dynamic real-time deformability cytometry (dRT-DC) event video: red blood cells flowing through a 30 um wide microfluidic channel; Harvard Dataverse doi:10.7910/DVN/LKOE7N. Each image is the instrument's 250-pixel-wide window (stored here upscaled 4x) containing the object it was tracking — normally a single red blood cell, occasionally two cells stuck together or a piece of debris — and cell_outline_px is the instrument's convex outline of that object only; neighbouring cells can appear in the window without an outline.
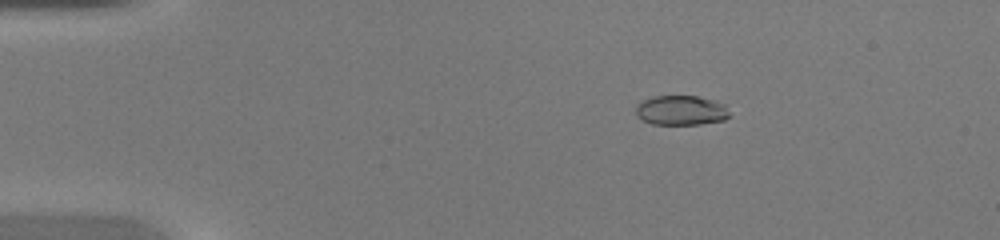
{"species": "common noctule bat (a hibernating species)", "species_latin": "Nyctalus noctula", "temperature_condition": "warm", "stored_images_in_passage": 43, "camera_frame_rate_fps": 3000, "um_per_image_px": 0.085, "animal": {"sex": "female", "body_mass_g": 20.0, "forearm_length_mm": 54.0}, "frame": {"image": 1, "passage_image": 3, "time_ms": 0.667, "image_size_px": [1000, 240], "cell_outline_px": [[728, 116], [724, 120], [700, 124], [652, 124], [636, 116], [636, 104], [652, 96], [696, 96], [716, 100], [724, 104], [728, 112]], "centroid_in_image_um": [57.87, 9.37], "position_along_channel_um": 27.1, "area_um2": 16.18}}
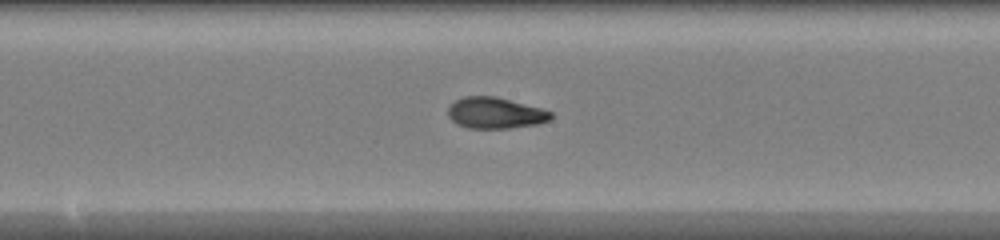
{"frame": {"image": 2, "passage_image": 21, "time_ms": 6.667, "image_size_px": [1000, 240], "cell_outline_px": [[552, 120], [536, 124], [508, 128], [468, 128], [456, 124], [448, 116], [448, 108], [456, 100], [464, 96], [496, 96], [540, 108], [552, 112]], "centroid_in_image_um": [42.09, 9.6], "position_along_channel_um": 206.1, "area_um2": 18.61}}
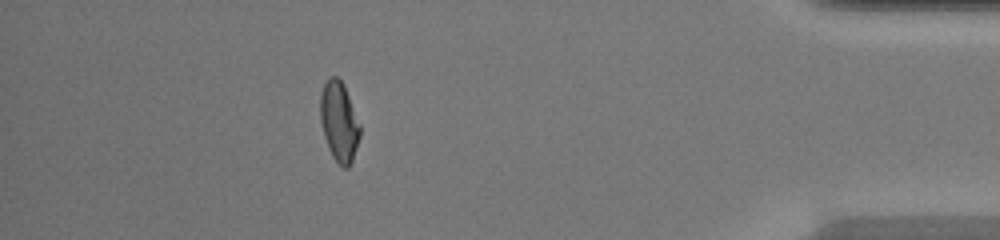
{"frame": {"image": 3, "passage_image": 38, "time_ms": 12.333, "image_size_px": [1000, 240], "cell_outline_px": [[360, 136], [352, 160], [348, 168], [344, 168], [332, 156], [328, 148], [324, 136], [320, 120], [320, 96], [324, 84], [332, 76], [336, 76], [344, 84], [360, 124]], "centroid_in_image_um": [28.82, 10.34], "position_along_channel_um": 406.4, "area_um2": 18.32}, "authors_computed_cell_mechanics": {"area_um2": 18.207, "velocity_mm_per_s": 4.3426, "shape_relaxation_time_tau1_ms": 4.0394, "shape_relaxation_time_tau2_ms": 1.0606, "deformation_change_tau1": 0.2159, "deformation_change_tau2": 0.0767}}